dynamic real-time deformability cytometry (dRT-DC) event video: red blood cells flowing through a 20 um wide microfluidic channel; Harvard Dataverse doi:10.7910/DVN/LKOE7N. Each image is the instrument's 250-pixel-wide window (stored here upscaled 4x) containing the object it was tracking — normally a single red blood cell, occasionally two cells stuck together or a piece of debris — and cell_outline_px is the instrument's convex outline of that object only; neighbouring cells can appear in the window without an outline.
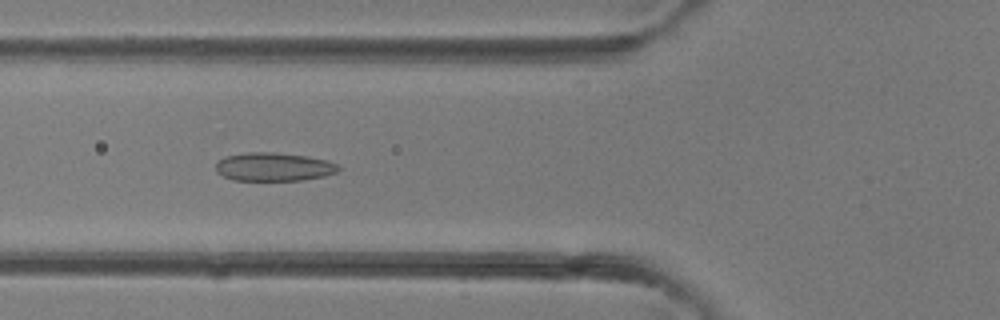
{"species": "common noctule bat (a hibernating species)", "species_latin": "Nyctalus noctula", "temperature_condition": "room temperature", "stored_images_in_passage": 38, "camera_frame_rate_fps": 3000, "um_per_image_px": 0.085, "animal": {"sex": "female"}, "frame": {"image": 1, "passage_image": 13, "time_ms": 4.0, "image_size_px": [1000, 320], "cell_outline_px": [[340, 168], [336, 172], [324, 176], [300, 180], [232, 180], [216, 172], [216, 164], [224, 156], [248, 152], [276, 152], [308, 156], [328, 160], [336, 164]], "centroid_in_image_um": [23.26, 14.17], "position_along_channel_um": 102.5, "area_um2": 20.35}}
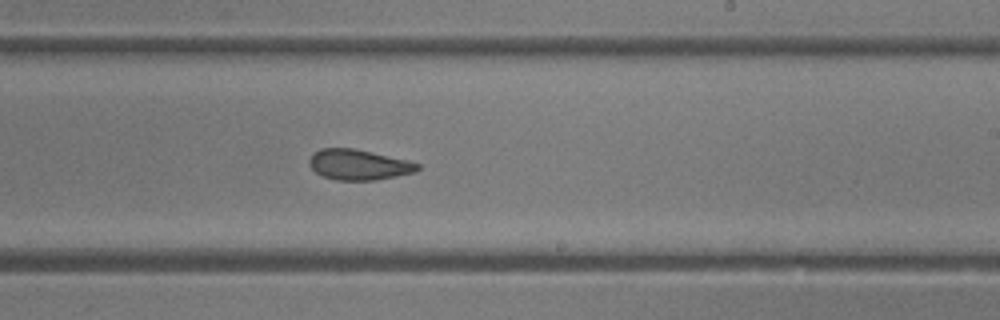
{"frame": {"image": 2, "passage_image": 22, "time_ms": 7.0, "image_size_px": [1000, 320], "cell_outline_px": [[420, 168], [416, 172], [376, 180], [336, 180], [324, 176], [316, 172], [308, 164], [308, 160], [312, 152], [320, 148], [352, 148], [408, 160], [420, 164]], "centroid_in_image_um": [30.47, 13.99], "position_along_channel_um": 258.5, "area_um2": 19.25}}
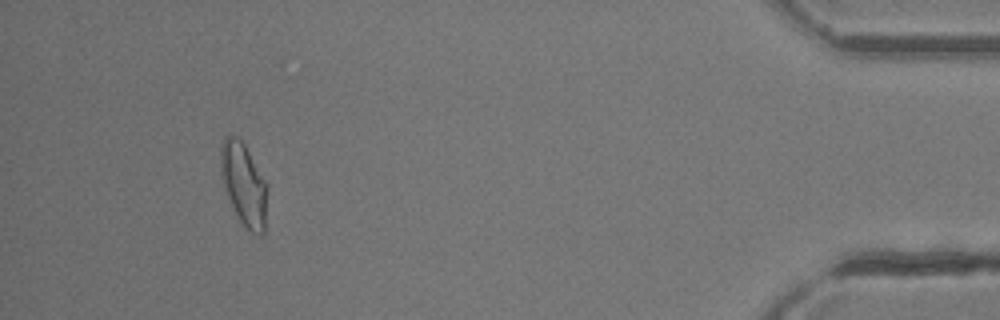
{"frame": {"image": 3, "passage_image": 35, "time_ms": 11.333, "image_size_px": [1000, 320], "cell_outline_px": [[268, 188], [264, 232], [260, 236], [256, 236], [240, 224], [228, 196], [220, 176], [220, 148], [224, 140], [228, 136], [236, 136], [244, 144], [268, 184]], "centroid_in_image_um": [20.74, 15.72], "position_along_channel_um": 414.5, "area_um2": 22.66}}